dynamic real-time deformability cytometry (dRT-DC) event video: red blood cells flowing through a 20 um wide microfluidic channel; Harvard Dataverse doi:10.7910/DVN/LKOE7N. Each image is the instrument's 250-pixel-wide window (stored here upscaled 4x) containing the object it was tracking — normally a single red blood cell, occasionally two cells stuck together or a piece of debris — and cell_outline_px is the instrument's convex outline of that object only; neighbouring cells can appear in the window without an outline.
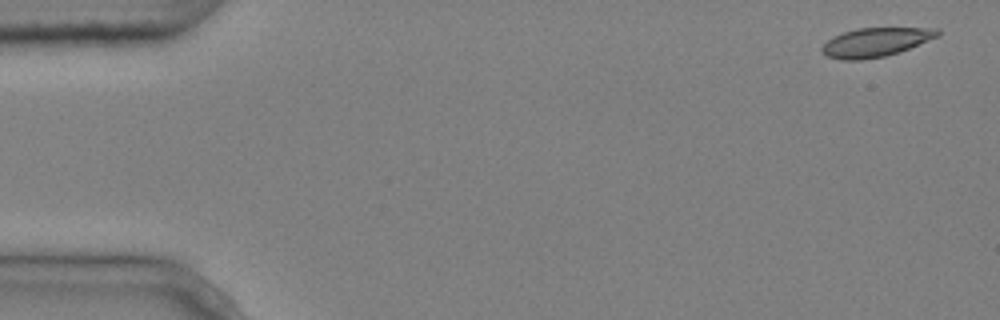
{"species": "common noctule bat (a hibernating species)", "species_latin": "Nyctalus noctula", "temperature_condition": "cold", "stored_images_in_passage": 7, "camera_frame_rate_fps": 3000, "um_per_image_px": 0.085, "animal": {"sex": "male", "body_mass_g": 20.4}, "frame": {"image": 1, "passage_image": 1, "time_ms": 0.0, "image_size_px": [1000, 320], "cell_outline_px": [[940, 36], [900, 52], [884, 56], [860, 60], [840, 60], [828, 56], [820, 52], [820, 48], [832, 36], [856, 28], [940, 28]], "centroid_in_image_um": [74.43, 3.59], "position_along_channel_um": 10.6, "area_um2": 19.65}}
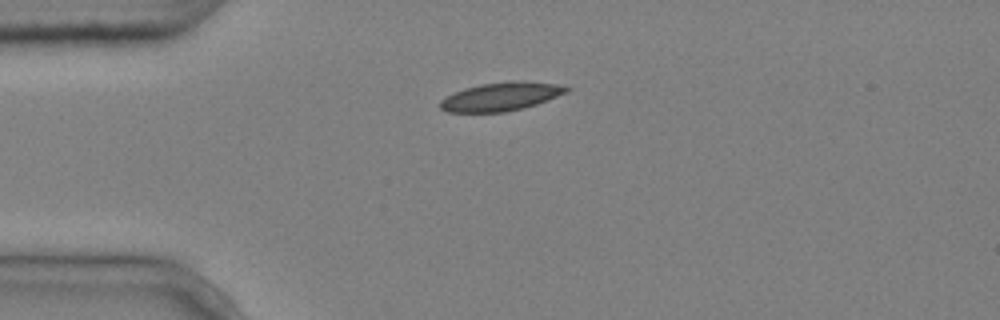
{"frame": {"image": 2, "passage_image": 4, "time_ms": 1.0, "image_size_px": [1000, 320], "cell_outline_px": [[572, 88], [568, 92], [548, 100], [524, 108], [504, 112], [448, 112], [440, 108], [440, 100], [464, 88], [480, 84], [512, 80], [524, 80], [556, 84]], "centroid_in_image_um": [42.62, 8.2], "position_along_channel_um": 42.4, "area_um2": 21.04}}